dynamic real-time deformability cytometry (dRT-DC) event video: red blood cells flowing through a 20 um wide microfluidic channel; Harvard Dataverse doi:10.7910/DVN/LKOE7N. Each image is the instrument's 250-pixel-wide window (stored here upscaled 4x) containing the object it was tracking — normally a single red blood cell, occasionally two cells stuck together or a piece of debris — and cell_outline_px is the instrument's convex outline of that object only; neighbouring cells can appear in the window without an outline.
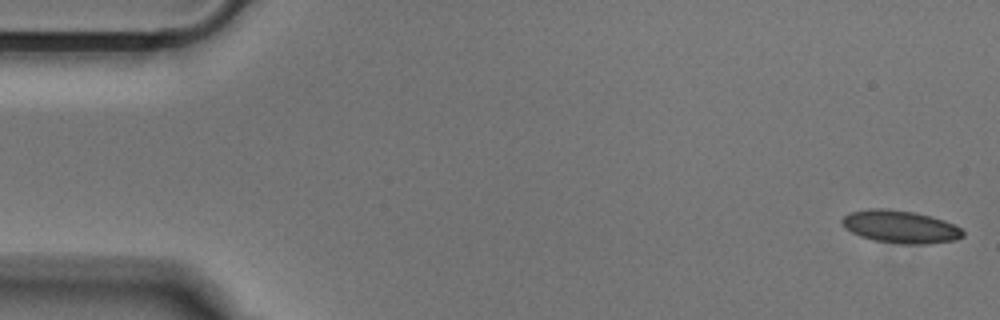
{"species": "Egyptian fruit bat (a non-hibernating species)", "species_latin": "Rousettus aegyptiacus", "temperature_condition": "cold", "stored_images_in_passage": 51, "camera_frame_rate_fps": 3000, "um_per_image_px": 0.085, "animal": {"sex": "male"}, "frame": {"image": 1, "passage_image": 1, "time_ms": 0.0, "image_size_px": [1000, 320], "cell_outline_px": [[964, 236], [956, 240], [928, 244], [896, 244], [872, 240], [860, 236], [852, 232], [840, 220], [844, 216], [852, 212], [868, 208], [888, 208], [912, 212], [944, 220], [960, 228], [964, 232]], "centroid_in_image_um": [76.54, 19.28], "position_along_channel_um": 8.5, "area_um2": 22.95}}
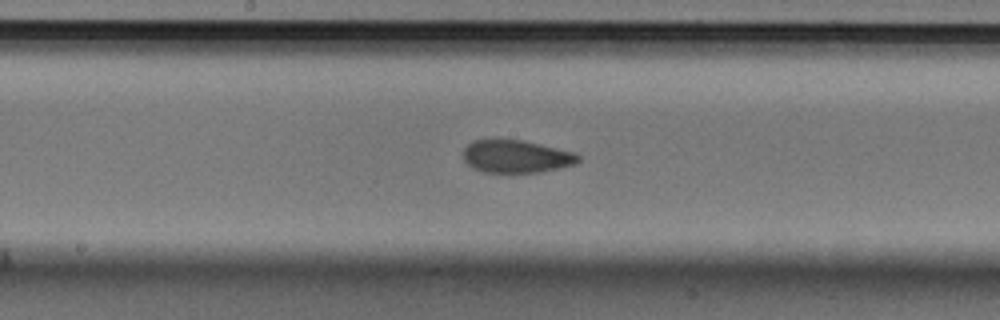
{"frame": {"image": 2, "passage_image": 26, "time_ms": 8.333, "image_size_px": [1000, 320], "cell_outline_px": [[580, 160], [576, 164], [560, 168], [540, 172], [484, 172], [472, 168], [464, 160], [464, 148], [472, 140], [524, 140], [576, 152], [580, 156]], "centroid_in_image_um": [43.92, 13.3], "position_along_channel_um": 204.3, "area_um2": 22.02}}
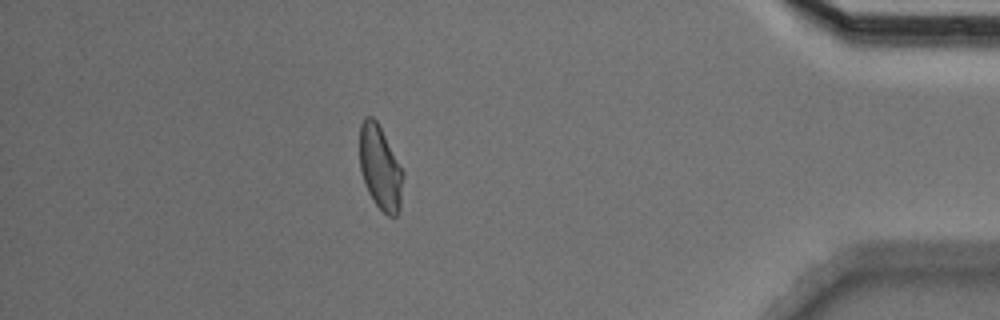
{"frame": {"image": 3, "passage_image": 45, "time_ms": 14.667, "image_size_px": [1000, 320], "cell_outline_px": [[404, 176], [400, 208], [396, 216], [388, 216], [376, 204], [368, 192], [360, 172], [360, 124], [364, 116], [372, 116], [376, 120], [404, 172]], "centroid_in_image_um": [32.32, 14.26], "position_along_channel_um": 402.9, "area_um2": 21.21}}